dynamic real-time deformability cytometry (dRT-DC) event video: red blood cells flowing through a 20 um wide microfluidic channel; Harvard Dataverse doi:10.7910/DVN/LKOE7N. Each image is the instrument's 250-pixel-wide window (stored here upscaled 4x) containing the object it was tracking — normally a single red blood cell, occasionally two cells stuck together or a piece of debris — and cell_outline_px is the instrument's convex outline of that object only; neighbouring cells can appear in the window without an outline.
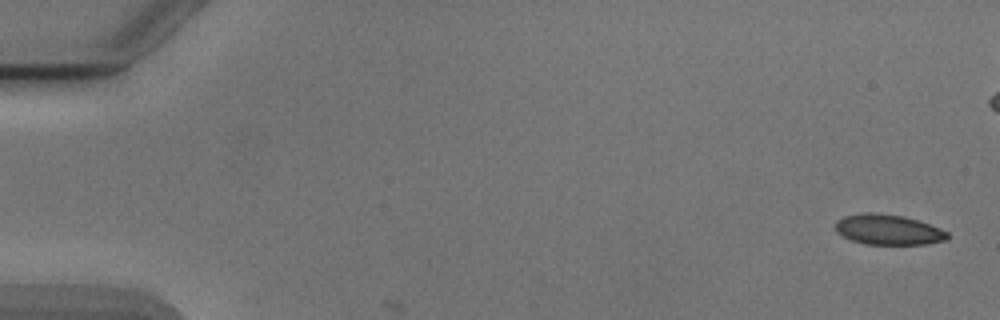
{"species": "Egyptian fruit bat (a non-hibernating species)", "species_latin": "Rousettus aegyptiacus", "temperature_condition": "cold", "stored_images_in_passage": 2, "camera_frame_rate_fps": 3000, "um_per_image_px": 0.085, "animal": {"sex": "male"}, "frame": {"image": 1, "passage_image": 1, "time_ms": 0.0, "image_size_px": [1000, 320], "cell_outline_px": [[948, 236], [944, 240], [924, 244], [864, 244], [852, 240], [836, 232], [836, 220], [844, 216], [864, 212], [876, 212], [904, 216], [940, 228], [948, 232]], "centroid_in_image_um": [75.46, 19.51], "position_along_channel_um": 9.5, "area_um2": 19.65}}